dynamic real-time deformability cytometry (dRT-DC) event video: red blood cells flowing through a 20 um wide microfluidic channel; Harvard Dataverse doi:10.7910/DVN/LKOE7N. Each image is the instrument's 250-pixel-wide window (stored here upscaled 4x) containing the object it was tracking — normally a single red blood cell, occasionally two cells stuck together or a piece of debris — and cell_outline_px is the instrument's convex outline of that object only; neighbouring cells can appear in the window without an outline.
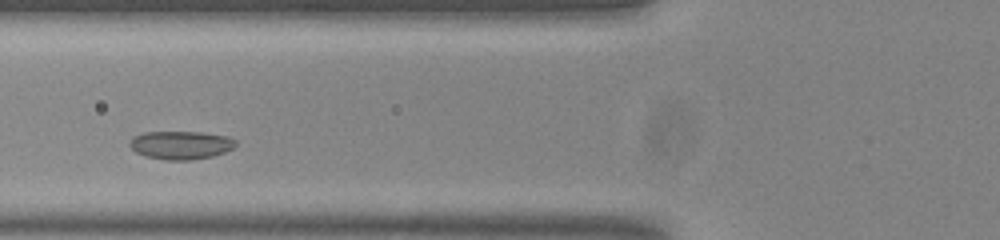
{"species": "common noctule bat (a hibernating species)", "species_latin": "Nyctalus noctula", "temperature_condition": "room temperature", "stored_images_in_passage": 34, "camera_frame_rate_fps": 3000, "um_per_image_px": 0.085, "animal": {"sex": "male", "body_mass_g": 20.0, "forearm_length_mm": 53.3}, "frame": {"image": 1, "passage_image": 9, "time_ms": 2.667, "image_size_px": [1000, 240], "cell_outline_px": [[236, 144], [232, 148], [224, 152], [212, 156], [192, 160], [164, 160], [144, 156], [136, 152], [128, 144], [128, 140], [132, 136], [144, 132], [200, 132], [228, 136], [236, 140]], "centroid_in_image_um": [15.32, 12.33], "position_along_channel_um": 110.5, "area_um2": 17.63}}
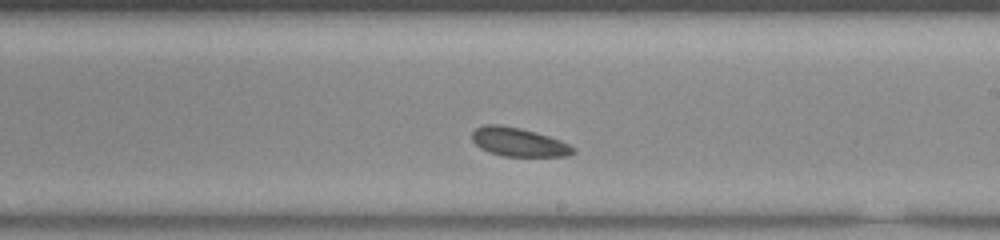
{"frame": {"image": 2, "passage_image": 20, "time_ms": 6.333, "image_size_px": [1000, 240], "cell_outline_px": [[576, 152], [568, 156], [504, 156], [488, 152], [480, 148], [472, 140], [472, 132], [476, 128], [484, 124], [500, 124], [520, 128], [536, 132], [560, 140], [576, 148]], "centroid_in_image_um": [44.07, 12.07], "position_along_channel_um": 244.9, "area_um2": 16.99}}
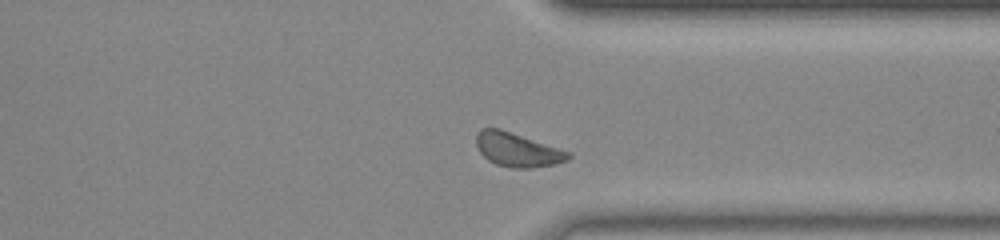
{"frame": {"image": 3, "passage_image": 30, "time_ms": 9.667, "image_size_px": [1000, 240], "cell_outline_px": [[572, 156], [568, 160], [552, 164], [532, 168], [512, 168], [496, 164], [488, 160], [480, 152], [476, 144], [476, 132], [480, 128], [500, 128], [572, 152]], "centroid_in_image_um": [43.98, 12.72], "position_along_channel_um": 367.4, "area_um2": 18.32}}